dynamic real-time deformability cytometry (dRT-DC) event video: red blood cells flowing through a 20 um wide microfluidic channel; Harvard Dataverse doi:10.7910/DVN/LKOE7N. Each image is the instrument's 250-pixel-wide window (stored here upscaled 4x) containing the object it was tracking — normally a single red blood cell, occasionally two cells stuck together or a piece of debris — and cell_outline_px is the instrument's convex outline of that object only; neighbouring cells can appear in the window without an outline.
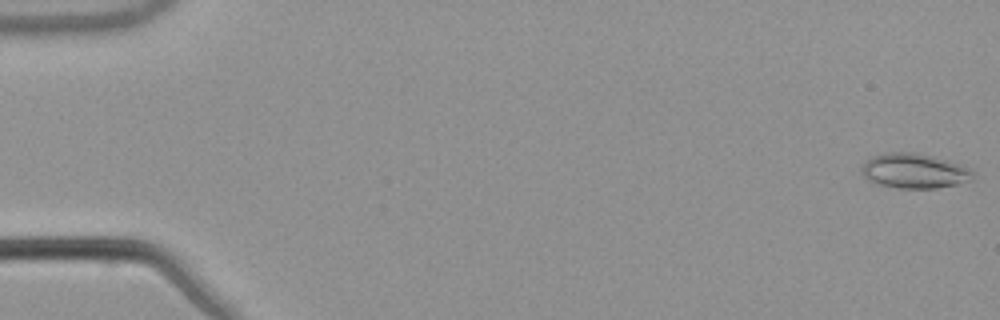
{"species": "common noctule bat (a hibernating species)", "species_latin": "Nyctalus noctula", "temperature_condition": "warm", "stored_images_in_passage": 54, "camera_frame_rate_fps": 3000, "um_per_image_px": 0.085, "animal": {"sex": "male", "body_mass_g": 21.5, "forearm_length_mm": 52.0}, "frame": {"image": 1, "passage_image": 1, "time_ms": 0.0, "image_size_px": [1000, 320], "cell_outline_px": [[972, 180], [956, 184], [936, 188], [896, 188], [880, 184], [868, 180], [860, 172], [860, 168], [872, 156], [884, 152], [912, 152], [948, 160], [964, 164], [972, 172]], "centroid_in_image_um": [77.7, 14.52], "position_along_channel_um": 7.3, "area_um2": 22.54}}
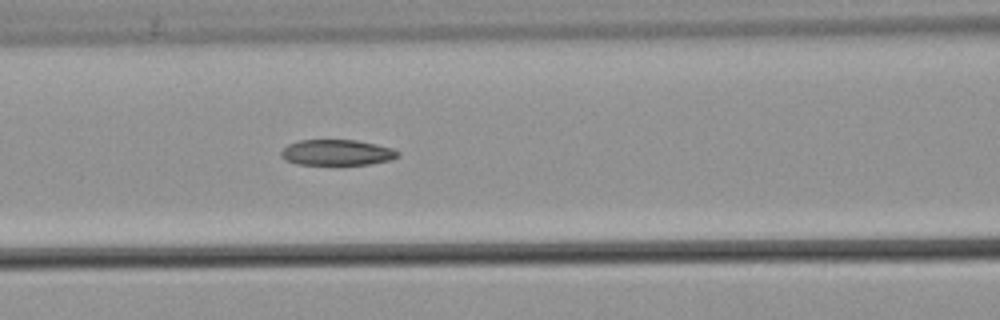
{"frame": {"image": 2, "passage_image": 24, "time_ms": 7.667, "image_size_px": [1000, 320], "cell_outline_px": [[400, 156], [388, 160], [368, 164], [296, 164], [284, 160], [280, 156], [280, 152], [288, 144], [300, 140], [356, 140], [376, 144], [392, 148], [400, 152]], "centroid_in_image_um": [28.61, 12.96], "position_along_channel_um": 138.0, "area_um2": 17.46}}
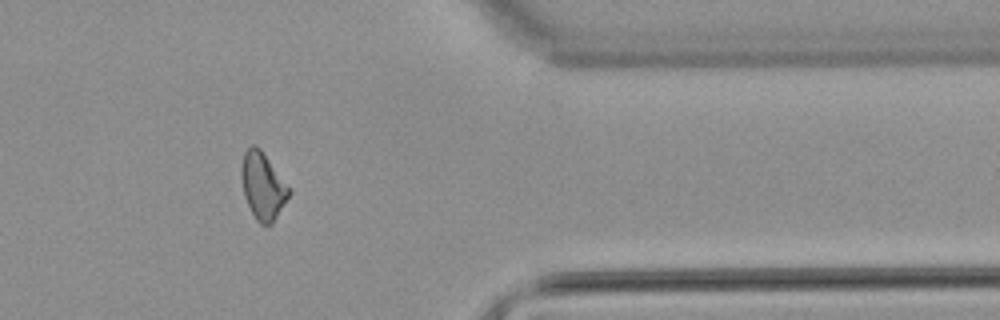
{"frame": {"image": 3, "passage_image": 45, "time_ms": 14.667, "image_size_px": [1000, 320], "cell_outline_px": [[292, 192], [272, 224], [260, 224], [256, 220], [244, 196], [240, 176], [240, 172], [244, 152], [252, 144], [256, 144], [260, 148]], "centroid_in_image_um": [22.32, 15.8], "position_along_channel_um": 389.1, "area_um2": 18.38}, "authors_computed_cell_mechanics": {"area_um2": 18.6983, "velocity_mm_per_s": 3.8367, "shape_relaxation_time_tau1_ms": null, "shape_relaxation_time_tau2_ms": 4.4709, "deformation_change_tau1": null, "deformation_change_tau2": 0.1158}}